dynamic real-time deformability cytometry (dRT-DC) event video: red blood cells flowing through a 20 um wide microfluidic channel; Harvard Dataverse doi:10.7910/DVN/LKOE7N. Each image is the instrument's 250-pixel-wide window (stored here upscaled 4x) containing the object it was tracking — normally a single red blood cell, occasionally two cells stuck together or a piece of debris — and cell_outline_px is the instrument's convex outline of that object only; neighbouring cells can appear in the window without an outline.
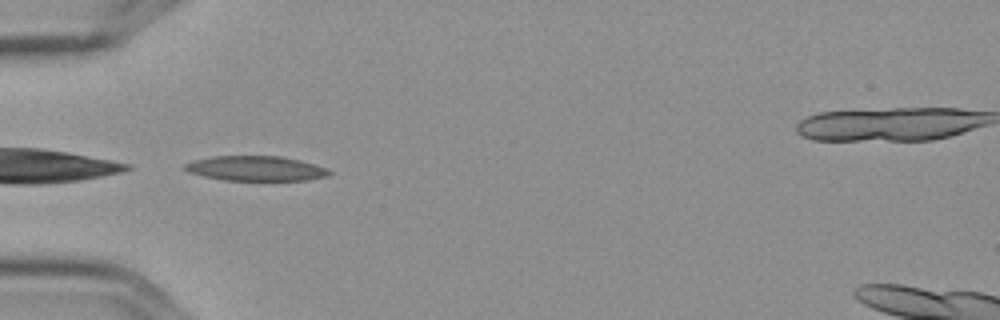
{"species": "Egyptian fruit bat (a non-hibernating species)", "species_latin": "Rousettus aegyptiacus", "temperature_condition": "cold", "stored_images_in_passage": 15, "segment_of_instrument_passage": [1, 2], "camera_frame_rate_fps": 3000, "um_per_image_px": 0.085, "frame": {"image": 1, "passage_image": 4, "time_ms": 1.0, "image_size_px": [1000, 320], "cell_outline_px": [[332, 172], [328, 176], [308, 180], [224, 180], [204, 176], [188, 172], [184, 168], [184, 164], [196, 160], [212, 156], [280, 156], [300, 160], [324, 168]], "centroid_in_image_um": [21.73, 14.32], "position_along_channel_um": 63.3, "area_um2": 20.69}}
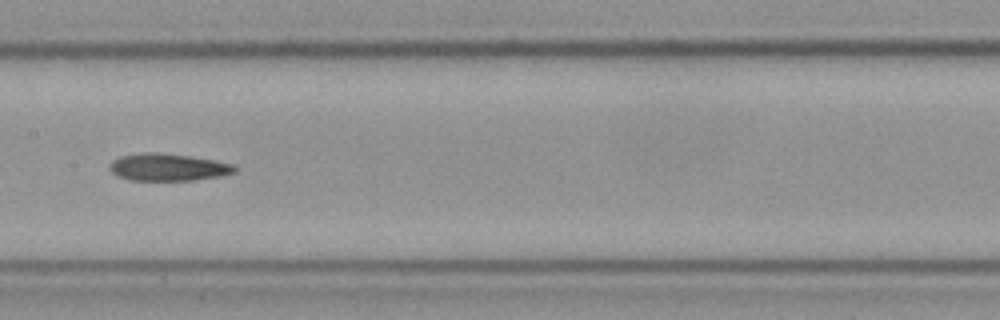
{"frame": {"image": 2, "passage_image": 7, "time_ms": 2.0, "image_size_px": [1000, 320], "cell_outline_px": [[236, 172], [220, 176], [192, 180], [128, 180], [116, 176], [108, 168], [108, 164], [112, 160], [120, 156], [144, 152], [156, 152], [188, 156], [212, 160], [232, 164], [236, 168]], "centroid_in_image_um": [14.21, 14.21], "position_along_channel_um": 193.2, "area_um2": 19.83}}
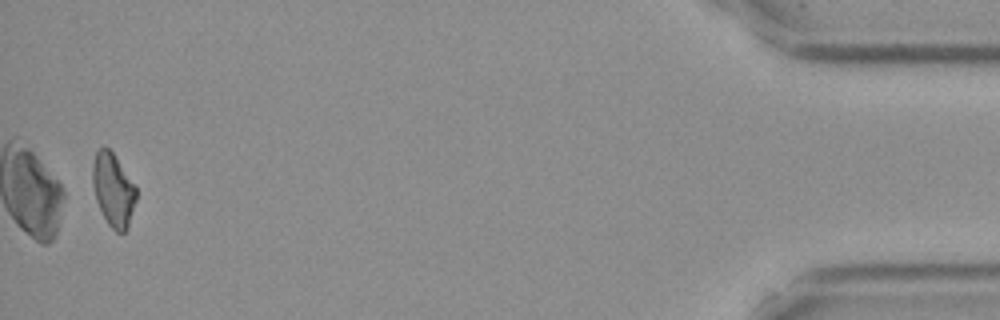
{"frame": {"image": 3, "passage_image": 14, "time_ms": 4.333, "image_size_px": [1000, 320], "cell_outline_px": [[136, 200], [128, 228], [124, 232], [116, 232], [108, 224], [96, 200], [92, 184], [92, 164], [96, 152], [104, 144], [112, 152], [136, 188]], "centroid_in_image_um": [9.61, 16.13], "position_along_channel_um": 425.6, "area_um2": 18.38}}